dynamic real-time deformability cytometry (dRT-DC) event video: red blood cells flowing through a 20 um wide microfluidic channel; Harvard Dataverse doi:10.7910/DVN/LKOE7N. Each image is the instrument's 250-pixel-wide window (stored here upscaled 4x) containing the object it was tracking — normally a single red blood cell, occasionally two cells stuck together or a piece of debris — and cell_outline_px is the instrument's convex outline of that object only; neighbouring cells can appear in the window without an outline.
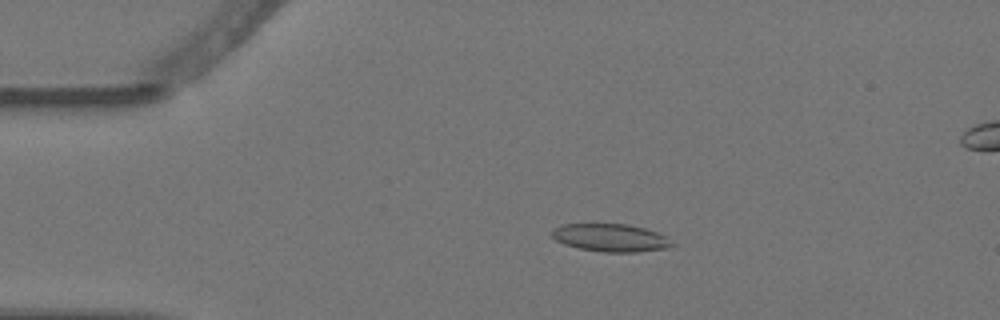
{"species": "Egyptian fruit bat (a non-hibernating species)", "species_latin": "Rousettus aegyptiacus", "temperature_condition": "warm", "stored_images_in_passage": 6, "camera_frame_rate_fps": 3000, "um_per_image_px": 0.085, "animal": {"sex": "female"}, "frame": {"image": 1, "passage_image": 3, "time_ms": 0.667, "image_size_px": [1000, 320], "cell_outline_px": [[676, 244], [672, 248], [636, 252], [604, 252], [580, 248], [564, 244], [556, 240], [548, 232], [552, 228], [564, 224], [628, 224], [644, 228], [656, 232], [664, 236]], "centroid_in_image_um": [51.9, 20.21], "position_along_channel_um": 33.1, "area_um2": 19.59}}